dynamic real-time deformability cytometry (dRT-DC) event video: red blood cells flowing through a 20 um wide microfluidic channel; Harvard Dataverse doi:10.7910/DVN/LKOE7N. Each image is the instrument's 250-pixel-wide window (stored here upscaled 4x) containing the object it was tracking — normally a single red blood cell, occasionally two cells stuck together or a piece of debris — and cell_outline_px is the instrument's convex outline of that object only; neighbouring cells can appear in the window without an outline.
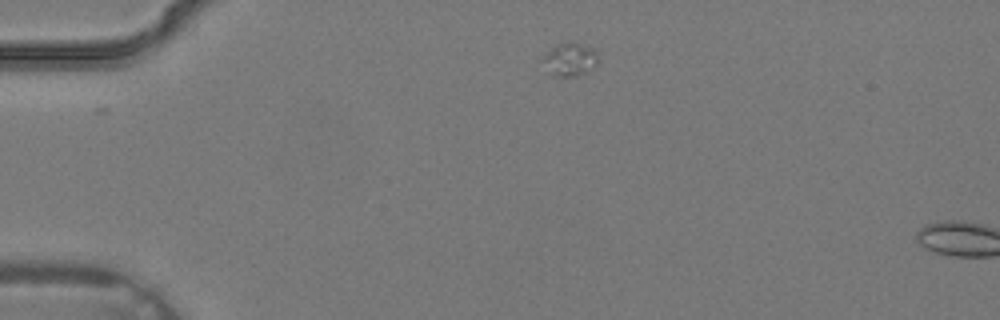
{"species": "common noctule bat (a hibernating species)", "species_latin": "Nyctalus noctula", "temperature_condition": "warm", "stored_images_in_passage": 4, "segment_of_instrument_passage": [2, 2], "camera_frame_rate_fps": 3000, "um_per_image_px": 0.085, "animal": {"sex": "male", "body_mass_g": 19.2, "forearm_length_mm": 51.8}, "frame": {"image": 1, "passage_image": 4, "time_ms": 1.0, "image_size_px": [1000, 320], "cell_outline_px": [[596, 64], [584, 72], [576, 76], [552, 76], [544, 60], [544, 56], [556, 44], [568, 40], [592, 48], [596, 52]], "centroid_in_image_um": [48.44, 5.02], "position_along_channel_um": 36.6, "area_um2": 10.23}}